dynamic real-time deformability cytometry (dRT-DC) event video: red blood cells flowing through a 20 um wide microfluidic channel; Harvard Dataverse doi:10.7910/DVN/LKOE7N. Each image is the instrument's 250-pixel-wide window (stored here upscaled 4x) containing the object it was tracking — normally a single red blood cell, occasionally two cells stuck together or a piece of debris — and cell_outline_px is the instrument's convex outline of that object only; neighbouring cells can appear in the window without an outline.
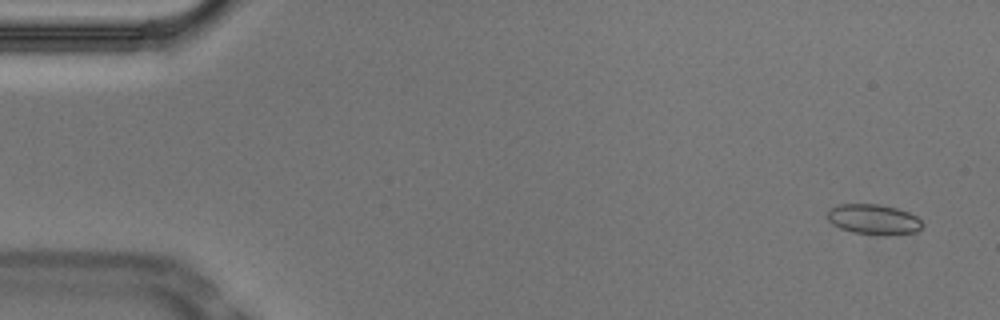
{"species": "Egyptian fruit bat (a non-hibernating species)", "species_latin": "Rousettus aegyptiacus", "temperature_condition": "cold", "stored_images_in_passage": 54, "camera_frame_rate_fps": 3000, "um_per_image_px": 0.085, "animal": {"sex": "male"}, "frame": {"image": 1, "passage_image": 3, "time_ms": 0.667, "image_size_px": [1000, 320], "cell_outline_px": [[924, 228], [916, 232], [884, 236], [880, 236], [852, 232], [840, 228], [832, 224], [828, 220], [828, 212], [836, 204], [880, 204], [896, 208], [908, 212], [916, 216], [924, 224]], "centroid_in_image_um": [74.29, 18.66], "position_along_channel_um": 10.7, "area_um2": 16.99}}
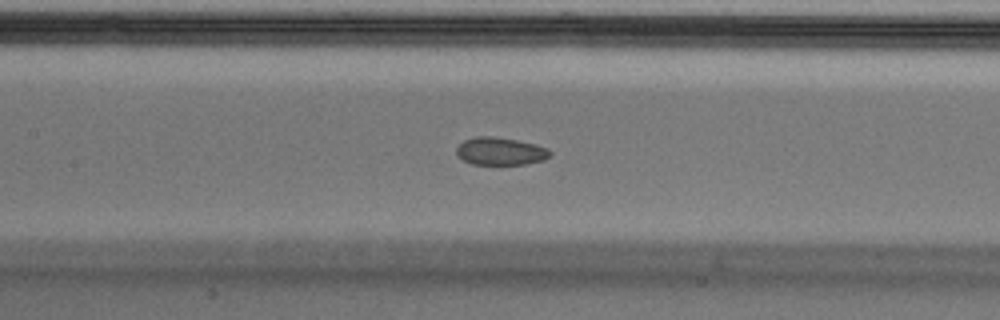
{"frame": {"image": 2, "passage_image": 25, "time_ms": 8.0, "image_size_px": [1000, 320], "cell_outline_px": [[552, 152], [544, 160], [524, 164], [472, 164], [456, 156], [456, 148], [464, 140], [476, 136], [492, 136], [516, 140], [536, 144], [548, 148]], "centroid_in_image_um": [42.52, 12.85], "position_along_channel_um": 164.9, "area_um2": 15.09}}
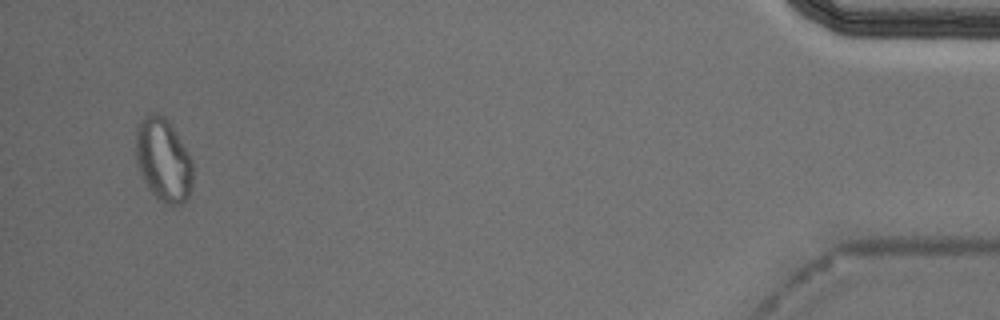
{"frame": {"image": 3, "passage_image": 52, "time_ms": 17.0, "image_size_px": [1000, 320], "cell_outline_px": [[192, 188], [188, 200], [180, 204], [164, 204], [148, 188], [136, 164], [136, 128], [140, 120], [148, 112], [156, 112], [164, 116], [168, 120], [192, 160]], "centroid_in_image_um": [13.87, 13.58], "position_along_channel_um": 421.3, "area_um2": 27.74}, "authors_computed_cell_mechanics": {"area_um2": 16.2996, "velocity_mm_per_s": 3.7144, "shape_relaxation_time_tau1_ms": null, "shape_relaxation_time_tau2_ms": 4.9521, "deformation_change_tau1": null, "deformation_change_tau2": 0.0754}}